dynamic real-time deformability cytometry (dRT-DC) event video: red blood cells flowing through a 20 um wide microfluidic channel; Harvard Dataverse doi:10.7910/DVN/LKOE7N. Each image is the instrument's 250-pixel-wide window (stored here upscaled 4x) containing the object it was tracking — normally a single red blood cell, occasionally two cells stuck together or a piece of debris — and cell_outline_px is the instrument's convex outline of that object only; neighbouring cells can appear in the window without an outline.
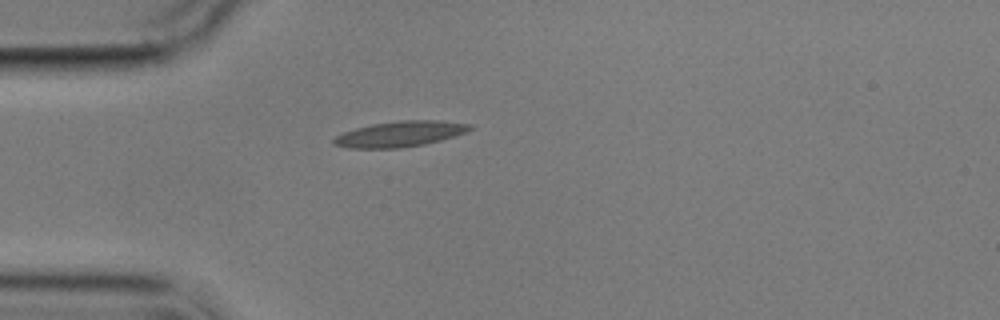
{"species": "common noctule bat (a hibernating species)", "species_latin": "Nyctalus noctula", "temperature_condition": "cold", "stored_images_in_passage": 1, "camera_frame_rate_fps": 3000, "um_per_image_px": 0.085, "animal": {"sex": "male", "body_mass_g": 17.9}, "frame": {"image": 1, "passage_image": 1, "time_ms": 0.0, "image_size_px": [1000, 320], "cell_outline_px": [[472, 128], [464, 132], [440, 140], [424, 144], [400, 148], [348, 148], [332, 144], [332, 140], [336, 136], [344, 132], [356, 128], [372, 124], [400, 120], [436, 120], [472, 124]], "centroid_in_image_um": [33.96, 11.39], "position_along_channel_um": 51.0, "area_um2": 20.11}}